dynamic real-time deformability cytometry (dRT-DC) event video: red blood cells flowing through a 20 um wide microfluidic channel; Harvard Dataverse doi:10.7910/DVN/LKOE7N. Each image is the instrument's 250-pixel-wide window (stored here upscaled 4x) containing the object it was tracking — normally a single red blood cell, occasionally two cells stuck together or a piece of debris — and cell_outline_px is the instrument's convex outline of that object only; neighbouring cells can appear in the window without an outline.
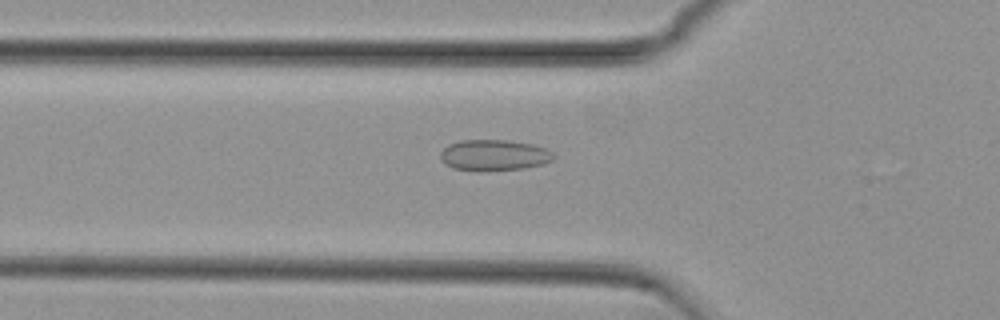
{"species": "common noctule bat (a hibernating species)", "species_latin": "Nyctalus noctula", "temperature_condition": "cold", "stored_images_in_passage": 39, "camera_frame_rate_fps": 3000, "um_per_image_px": 0.085, "animal": {"sex": "female", "body_mass_g": 29.2, "forearm_length_mm": 56.3}, "frame": {"image": 1, "passage_image": 10, "time_ms": 3.0, "image_size_px": [1000, 320], "cell_outline_px": [[556, 156], [552, 160], [544, 164], [524, 168], [480, 172], [452, 168], [444, 164], [440, 160], [440, 152], [448, 144], [460, 140], [508, 140], [532, 144], [544, 148], [552, 152]], "centroid_in_image_um": [41.96, 13.2], "position_along_channel_um": 83.8, "area_um2": 20.81}}
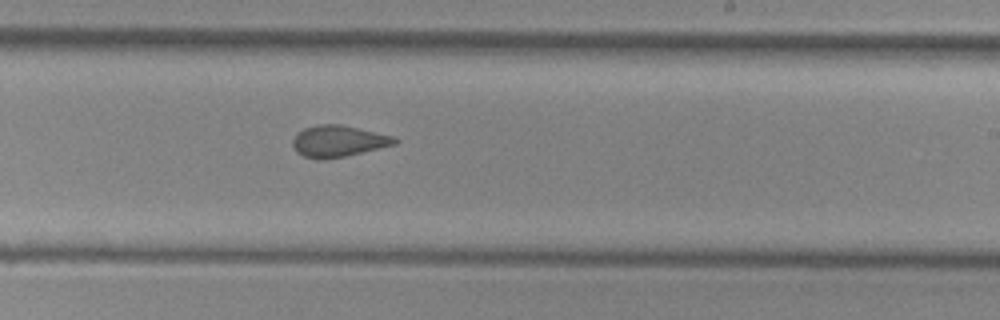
{"frame": {"image": 2, "passage_image": 24, "time_ms": 7.667, "image_size_px": [1000, 320], "cell_outline_px": [[400, 140], [396, 144], [344, 156], [324, 160], [316, 160], [304, 156], [296, 152], [292, 144], [292, 140], [296, 132], [304, 128], [316, 124], [340, 124], [392, 136]], "centroid_in_image_um": [28.69, 12.0], "position_along_channel_um": 260.3, "area_um2": 18.73}}
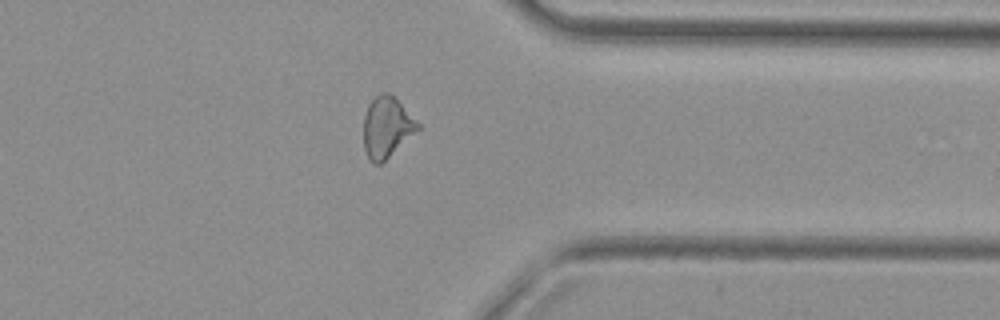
{"frame": {"image": 3, "passage_image": 34, "time_ms": 11.0, "image_size_px": [1000, 320], "cell_outline_px": [[420, 128], [380, 164], [372, 164], [364, 148], [364, 116], [368, 104], [380, 92], [388, 92], [420, 124]], "centroid_in_image_um": [32.84, 10.81], "position_along_channel_um": 378.6, "area_um2": 18.73}}